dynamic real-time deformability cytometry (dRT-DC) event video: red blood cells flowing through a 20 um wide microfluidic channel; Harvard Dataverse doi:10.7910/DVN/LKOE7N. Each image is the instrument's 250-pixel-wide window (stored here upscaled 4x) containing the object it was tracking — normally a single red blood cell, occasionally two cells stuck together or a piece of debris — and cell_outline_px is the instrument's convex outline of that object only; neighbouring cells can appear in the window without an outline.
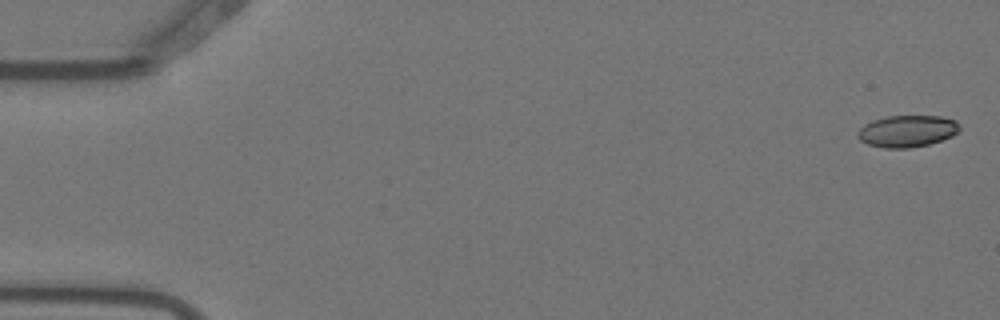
{"species": "Egyptian fruit bat (a non-hibernating species)", "species_latin": "Rousettus aegyptiacus", "temperature_condition": "warm", "stored_images_in_passage": 5, "camera_frame_rate_fps": 3000, "um_per_image_px": 0.085, "animal": {"sex": "female"}, "frame": {"image": 1, "passage_image": 1, "time_ms": 0.0, "image_size_px": [1000, 320], "cell_outline_px": [[960, 128], [952, 136], [928, 144], [908, 148], [884, 148], [868, 144], [860, 140], [856, 136], [856, 132], [864, 124], [872, 120], [888, 116], [940, 116], [956, 120], [960, 124]], "centroid_in_image_um": [77.08, 11.14], "position_along_channel_um": 7.9, "area_um2": 18.9}}
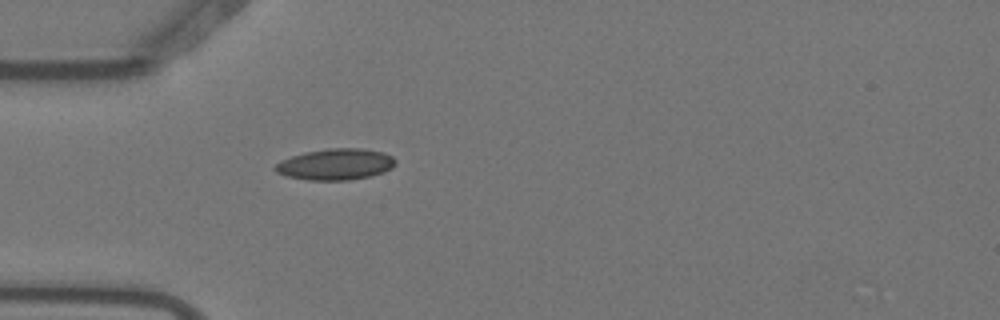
{"frame": {"image": 2, "passage_image": 5, "time_ms": 1.333, "image_size_px": [1000, 320], "cell_outline_px": [[396, 164], [392, 168], [384, 172], [368, 176], [348, 180], [308, 180], [284, 176], [276, 172], [272, 168], [280, 160], [304, 152], [328, 148], [364, 148], [384, 152], [392, 156], [396, 160]], "centroid_in_image_um": [28.51, 13.96], "position_along_channel_um": 56.5, "area_um2": 22.14}}